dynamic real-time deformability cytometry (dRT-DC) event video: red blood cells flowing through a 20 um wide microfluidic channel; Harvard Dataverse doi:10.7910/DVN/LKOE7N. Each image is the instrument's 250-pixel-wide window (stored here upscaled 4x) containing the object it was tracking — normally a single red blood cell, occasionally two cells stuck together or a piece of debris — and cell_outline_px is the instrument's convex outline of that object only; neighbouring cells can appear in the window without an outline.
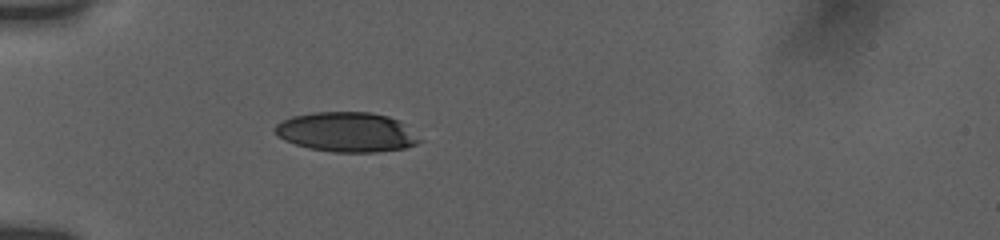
{"species": "human", "species_latin": "Homo sapiens", "temperature_condition": "room temperature", "stored_images_in_passage": 39, "camera_frame_rate_fps": 3000, "um_per_image_px": 0.085, "donor": {"sex": "female"}, "frame": {"image": 1, "passage_image": 1, "time_ms": 0.0, "image_size_px": [1000, 240], "cell_outline_px": [[424, 140], [416, 144], [404, 148], [376, 152], [332, 152], [308, 148], [284, 140], [276, 136], [276, 124], [292, 116], [312, 112], [368, 112], [388, 116], [400, 120]], "centroid_in_image_um": [29.5, 11.22], "position_along_channel_um": 55.5, "area_um2": 33.58}}
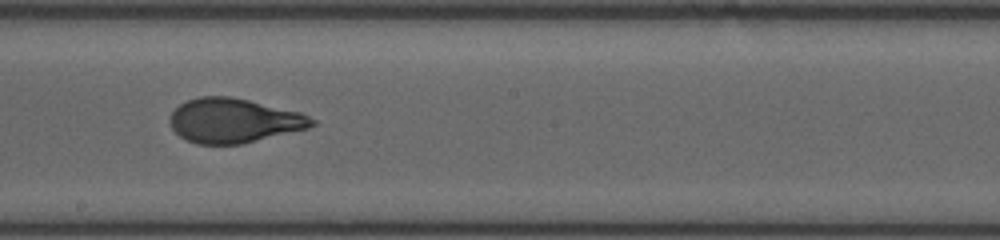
{"frame": {"image": 2, "passage_image": 16, "time_ms": 5.0, "image_size_px": [1000, 240], "cell_outline_px": [[316, 124], [308, 128], [240, 144], [196, 144], [180, 136], [172, 128], [172, 112], [180, 104], [188, 100], [200, 96], [228, 96], [248, 100], [300, 112], [316, 120]], "centroid_in_image_um": [19.89, 10.25], "position_along_channel_um": 228.3, "area_um2": 36.24}}
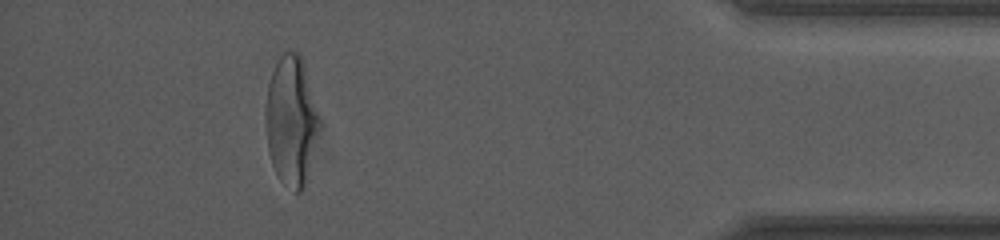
{"frame": {"image": 3, "passage_image": 34, "time_ms": 11.0, "image_size_px": [1000, 240], "cell_outline_px": [[324, 124], [304, 188], [300, 192], [296, 192], [284, 184], [280, 180], [272, 164], [268, 152], [264, 120], [264, 112], [268, 84], [272, 72], [280, 56], [284, 52], [300, 52], [304, 60]], "centroid_in_image_um": [24.82, 10.26], "position_along_channel_um": 410.4, "area_um2": 42.31}, "authors_computed_cell_mechanics": {"area_um2": 37.3966, "velocity_mm_per_s": 3.7613, "shape_relaxation_time_tau1_ms": 5.4519, "shape_relaxation_time_tau2_ms": 0.6351, "deformation_change_tau1": 0.2004, "deformation_change_tau2": 0.0611}}